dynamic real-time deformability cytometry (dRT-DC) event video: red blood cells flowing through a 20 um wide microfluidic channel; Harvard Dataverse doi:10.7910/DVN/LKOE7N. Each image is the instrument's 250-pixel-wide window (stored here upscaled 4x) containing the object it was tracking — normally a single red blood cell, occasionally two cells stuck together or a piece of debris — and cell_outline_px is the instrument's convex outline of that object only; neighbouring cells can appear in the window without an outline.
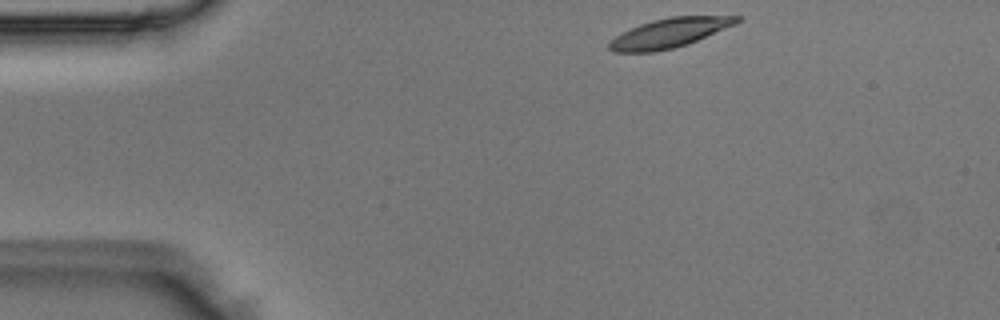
{"species": "Egyptian fruit bat (a non-hibernating species)", "species_latin": "Rousettus aegyptiacus", "temperature_condition": "room temperature", "stored_images_in_passage": 3, "camera_frame_rate_fps": 3000, "um_per_image_px": 0.085, "animal": {"sex": "male"}, "frame": {"image": 1, "passage_image": 1, "time_ms": 0.0, "image_size_px": [1000, 320], "cell_outline_px": [[740, 20], [736, 24], [688, 44], [672, 48], [652, 52], [612, 52], [608, 48], [608, 44], [620, 32], [640, 24], [652, 20], [672, 16], [740, 16]], "centroid_in_image_um": [56.88, 2.8], "position_along_channel_um": 28.1, "area_um2": 21.73}}